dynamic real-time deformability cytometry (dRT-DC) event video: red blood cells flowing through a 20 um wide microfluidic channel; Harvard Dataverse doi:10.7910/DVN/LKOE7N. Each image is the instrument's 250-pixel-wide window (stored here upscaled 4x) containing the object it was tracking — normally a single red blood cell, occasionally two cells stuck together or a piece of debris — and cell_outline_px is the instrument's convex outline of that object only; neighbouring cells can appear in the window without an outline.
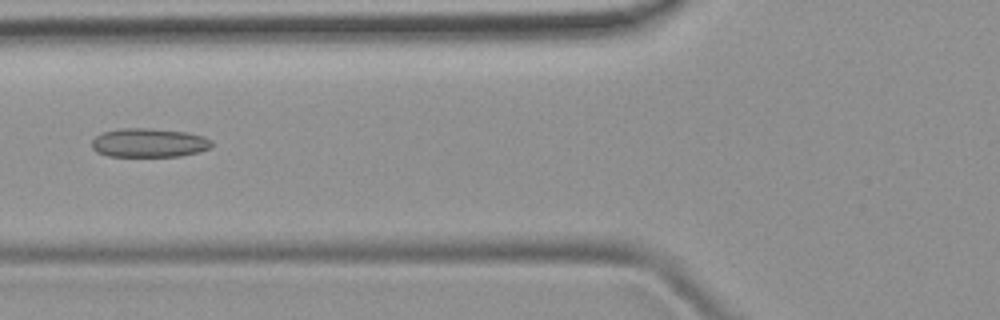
{"species": "common noctule bat (a hibernating species)", "species_latin": "Nyctalus noctula", "temperature_condition": "room temperature", "stored_images_in_passage": 6, "camera_frame_rate_fps": 3000, "um_per_image_px": 0.085, "animal": {"sex": "female", "body_mass_g": 19.9}, "frame": {"image": 1, "passage_image": 6, "time_ms": 5.667, "image_size_px": [1000, 320], "cell_outline_px": [[212, 144], [208, 148], [200, 152], [180, 156], [108, 156], [96, 152], [92, 148], [92, 140], [96, 136], [104, 132], [120, 128], [148, 128], [188, 132], [204, 136], [212, 140]], "centroid_in_image_um": [12.67, 12.13], "position_along_channel_um": 113.1, "area_um2": 20.29}}